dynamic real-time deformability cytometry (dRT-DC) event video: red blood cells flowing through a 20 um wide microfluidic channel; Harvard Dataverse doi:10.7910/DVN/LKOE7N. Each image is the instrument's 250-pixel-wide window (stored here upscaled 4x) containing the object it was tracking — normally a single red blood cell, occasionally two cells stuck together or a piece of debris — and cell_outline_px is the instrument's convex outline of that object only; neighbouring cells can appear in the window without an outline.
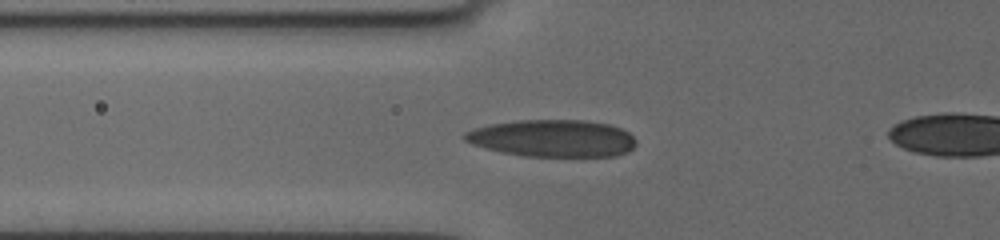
{"species": "human", "species_latin": "Homo sapiens", "temperature_condition": "cold", "stored_images_in_passage": 6, "camera_frame_rate_fps": 3000, "um_per_image_px": 0.085, "donor": {"sex": "female"}, "frame": {"image": 1, "passage_image": 3, "time_ms": 1.667, "image_size_px": [1000, 240], "cell_outline_px": [[636, 144], [628, 152], [616, 156], [524, 156], [500, 152], [484, 148], [472, 144], [464, 140], [460, 136], [464, 132], [476, 128], [492, 124], [516, 120], [584, 120], [608, 124], [620, 128], [628, 132], [636, 140]], "centroid_in_image_um": [46.95, 11.76], "position_along_channel_um": 78.9, "area_um2": 37.22}}
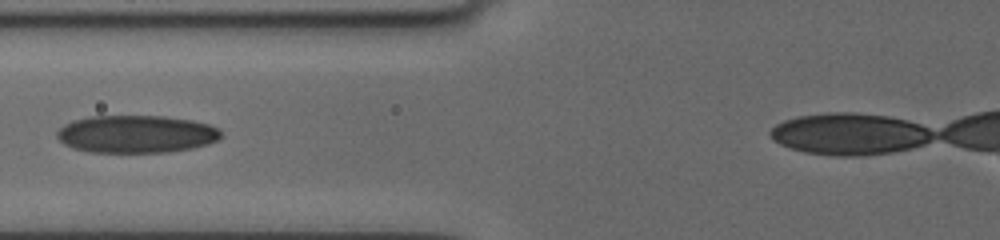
{"frame": {"image": 2, "passage_image": 4, "time_ms": 2.667, "image_size_px": [1000, 240], "cell_outline_px": [[224, 136], [220, 140], [208, 144], [192, 148], [168, 152], [88, 152], [72, 148], [64, 144], [56, 136], [56, 132], [64, 124], [72, 120], [88, 116], [164, 116], [192, 120], [208, 124], [216, 128]], "centroid_in_image_um": [11.57, 11.39], "position_along_channel_um": 114.2, "area_um2": 36.24}}
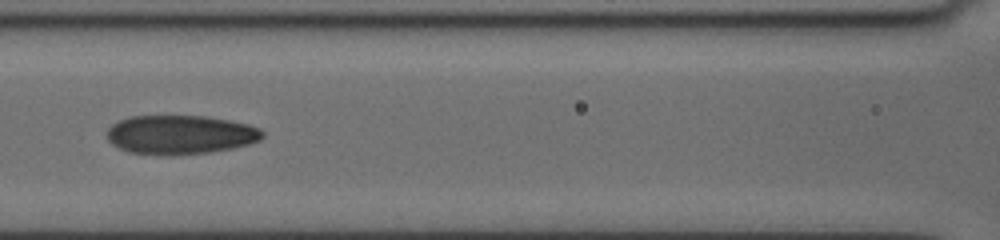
{"frame": {"image": 3, "passage_image": 5, "time_ms": 3.667, "image_size_px": [1000, 240], "cell_outline_px": [[264, 136], [260, 140], [248, 144], [232, 148], [208, 152], [168, 156], [128, 152], [112, 144], [108, 140], [108, 128], [112, 124], [128, 116], [204, 116], [228, 120], [248, 124], [260, 128], [264, 132]], "centroid_in_image_um": [15.32, 11.45], "position_along_channel_um": 151.3, "area_um2": 35.43}}